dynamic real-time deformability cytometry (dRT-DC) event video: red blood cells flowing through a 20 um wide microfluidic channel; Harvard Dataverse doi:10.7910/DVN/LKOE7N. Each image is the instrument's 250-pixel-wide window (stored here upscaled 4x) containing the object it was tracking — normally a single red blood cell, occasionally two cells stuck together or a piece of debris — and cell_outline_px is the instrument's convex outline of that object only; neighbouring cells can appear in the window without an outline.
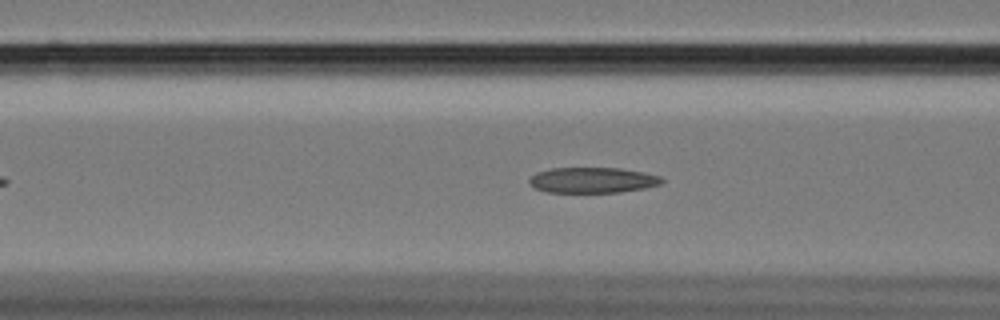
{"species": "Egyptian fruit bat (a non-hibernating species)", "species_latin": "Rousettus aegyptiacus", "temperature_condition": "cold", "stored_images_in_passage": 52, "camera_frame_rate_fps": 3000, "um_per_image_px": 0.085, "animal": {"sex": "female"}, "frame": {"image": 1, "passage_image": 16, "time_ms": 5.0, "image_size_px": [1000, 320], "cell_outline_px": [[664, 180], [660, 184], [644, 188], [620, 192], [548, 192], [536, 188], [528, 180], [536, 172], [552, 168], [620, 168], [644, 172], [660, 176]], "centroid_in_image_um": [50.39, 15.3], "position_along_channel_um": 116.2, "area_um2": 19.59}}
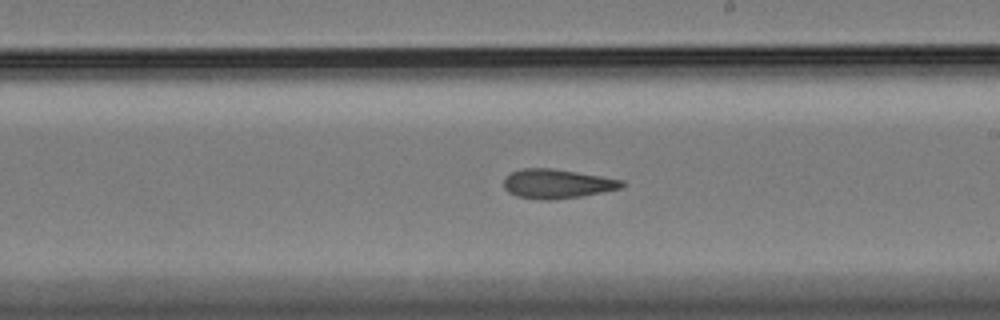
{"frame": {"image": 2, "passage_image": 27, "time_ms": 8.667, "image_size_px": [1000, 320], "cell_outline_px": [[624, 184], [620, 188], [580, 196], [556, 200], [540, 200], [516, 196], [508, 192], [504, 188], [504, 180], [512, 172], [524, 168], [552, 168], [624, 180]], "centroid_in_image_um": [47.32, 15.63], "position_along_channel_um": 241.7, "area_um2": 19.94}}
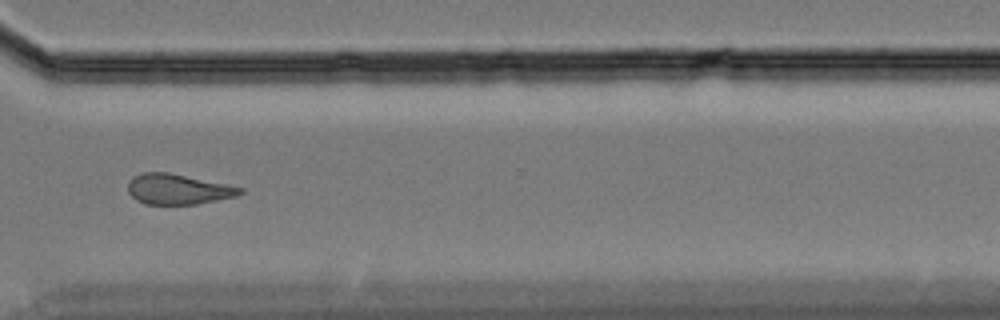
{"frame": {"image": 3, "passage_image": 37, "time_ms": 12.0, "image_size_px": [1000, 320], "cell_outline_px": [[244, 192], [236, 196], [196, 204], [144, 204], [136, 200], [128, 192], [128, 184], [132, 176], [144, 172], [168, 172], [228, 184], [244, 188]], "centroid_in_image_um": [15.13, 16.07], "position_along_channel_um": 355.5, "area_um2": 19.88}, "authors_computed_cell_mechanics": {"area_um2": 20.2878, "velocity_mm_per_s": 3.4086, "shape_relaxation_time_tau1_ms": null, "shape_relaxation_time_tau2_ms": 3.1278, "deformation_change_tau1": null, "deformation_change_tau2": 0.1218}}